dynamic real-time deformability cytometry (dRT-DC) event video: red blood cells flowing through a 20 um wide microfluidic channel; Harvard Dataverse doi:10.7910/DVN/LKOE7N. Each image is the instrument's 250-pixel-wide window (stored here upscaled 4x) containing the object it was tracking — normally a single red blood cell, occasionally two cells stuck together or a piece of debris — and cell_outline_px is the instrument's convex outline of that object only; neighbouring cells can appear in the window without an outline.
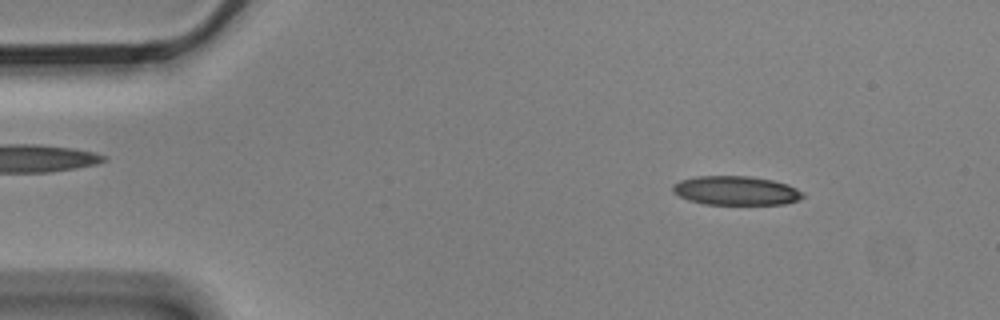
{"species": "Egyptian fruit bat (a non-hibernating species)", "species_latin": "Rousettus aegyptiacus", "temperature_condition": "cold", "stored_images_in_passage": 5, "camera_frame_rate_fps": 3000, "um_per_image_px": 0.085, "animal": {"sex": "male"}, "frame": {"image": 1, "passage_image": 2, "time_ms": 0.333, "image_size_px": [1000, 320], "cell_outline_px": [[804, 196], [796, 200], [784, 204], [704, 204], [688, 200], [672, 192], [672, 184], [680, 180], [696, 176], [748, 176], [772, 180], [788, 184], [804, 192]], "centroid_in_image_um": [62.53, 16.19], "position_along_channel_um": 22.5, "area_um2": 22.02}}
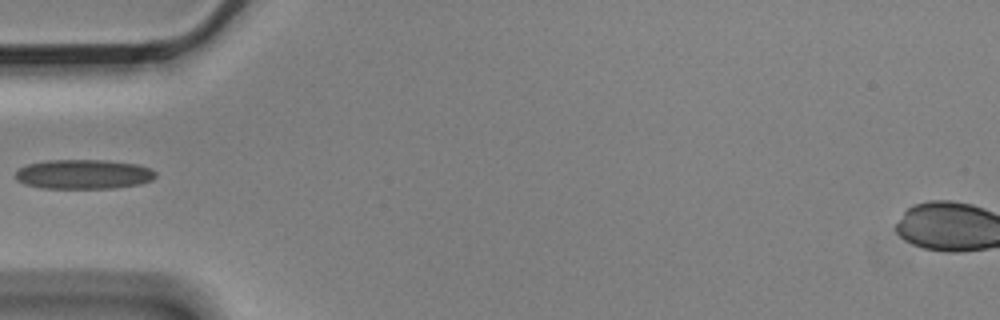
{"frame": {"image": 2, "passage_image": 5, "time_ms": 1.333, "image_size_px": [1000, 320], "cell_outline_px": [[156, 176], [152, 180], [140, 184], [116, 188], [40, 188], [24, 184], [16, 180], [16, 172], [20, 168], [28, 164], [48, 160], [104, 160], [136, 164], [152, 168], [156, 172]], "centroid_in_image_um": [7.12, 14.81], "position_along_channel_um": 77.9, "area_um2": 24.22}}